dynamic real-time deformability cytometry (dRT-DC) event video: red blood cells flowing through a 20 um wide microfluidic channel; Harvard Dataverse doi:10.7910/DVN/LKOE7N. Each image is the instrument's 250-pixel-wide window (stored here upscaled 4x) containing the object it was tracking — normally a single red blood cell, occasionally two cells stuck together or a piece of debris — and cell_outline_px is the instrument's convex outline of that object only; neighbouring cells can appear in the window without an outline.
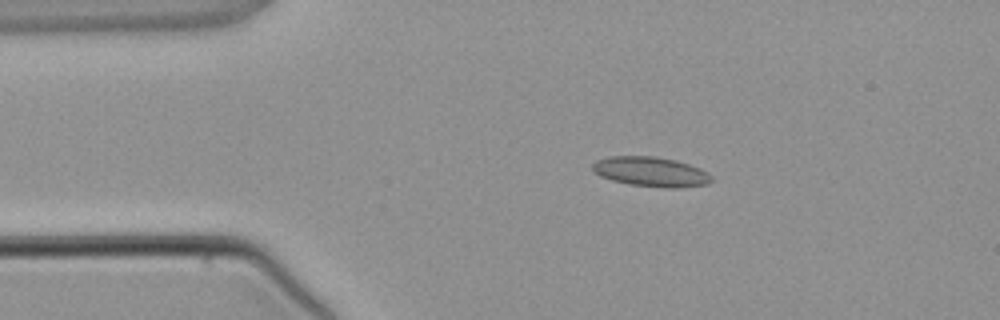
{"species": "common noctule bat (a hibernating species)", "species_latin": "Nyctalus noctula", "temperature_condition": "warm", "stored_images_in_passage": 2, "camera_frame_rate_fps": 3000, "um_per_image_px": 0.085, "animal": {"sex": "male", "body_mass_g": 21.5, "forearm_length_mm": 52.0}, "frame": {"image": 1, "passage_image": 1, "time_ms": 0.0, "image_size_px": [1000, 320], "cell_outline_px": [[712, 180], [708, 184], [676, 188], [664, 188], [628, 184], [612, 180], [600, 176], [592, 168], [592, 164], [596, 160], [608, 156], [656, 156], [676, 160], [700, 168], [708, 172], [712, 176]], "centroid_in_image_um": [55.34, 14.59], "position_along_channel_um": 29.7, "area_um2": 20.75}}